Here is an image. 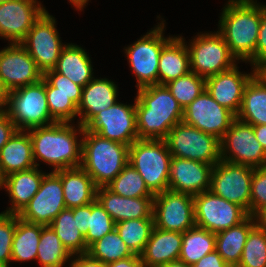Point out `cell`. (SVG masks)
Here are the masks:
<instances>
[{"instance_id":"9","label":"cell","mask_w":266,"mask_h":267,"mask_svg":"<svg viewBox=\"0 0 266 267\" xmlns=\"http://www.w3.org/2000/svg\"><path fill=\"white\" fill-rule=\"evenodd\" d=\"M172 157L197 160L216 165L220 160V140L189 126L176 124L165 139Z\"/></svg>"},{"instance_id":"59","label":"cell","mask_w":266,"mask_h":267,"mask_svg":"<svg viewBox=\"0 0 266 267\" xmlns=\"http://www.w3.org/2000/svg\"><path fill=\"white\" fill-rule=\"evenodd\" d=\"M1 184H2V178H1V176H0V189L2 190V188H1Z\"/></svg>"},{"instance_id":"56","label":"cell","mask_w":266,"mask_h":267,"mask_svg":"<svg viewBox=\"0 0 266 267\" xmlns=\"http://www.w3.org/2000/svg\"><path fill=\"white\" fill-rule=\"evenodd\" d=\"M256 74L266 82V59L256 67Z\"/></svg>"},{"instance_id":"31","label":"cell","mask_w":266,"mask_h":267,"mask_svg":"<svg viewBox=\"0 0 266 267\" xmlns=\"http://www.w3.org/2000/svg\"><path fill=\"white\" fill-rule=\"evenodd\" d=\"M254 226L255 220L249 215L240 224L215 234V250L230 267L238 266L248 234Z\"/></svg>"},{"instance_id":"15","label":"cell","mask_w":266,"mask_h":267,"mask_svg":"<svg viewBox=\"0 0 266 267\" xmlns=\"http://www.w3.org/2000/svg\"><path fill=\"white\" fill-rule=\"evenodd\" d=\"M84 128L102 138L130 146L138 139L135 99L132 105L117 101L98 112Z\"/></svg>"},{"instance_id":"14","label":"cell","mask_w":266,"mask_h":267,"mask_svg":"<svg viewBox=\"0 0 266 267\" xmlns=\"http://www.w3.org/2000/svg\"><path fill=\"white\" fill-rule=\"evenodd\" d=\"M152 215L156 228L184 233L195 226L194 196L169 189L157 193Z\"/></svg>"},{"instance_id":"44","label":"cell","mask_w":266,"mask_h":267,"mask_svg":"<svg viewBox=\"0 0 266 267\" xmlns=\"http://www.w3.org/2000/svg\"><path fill=\"white\" fill-rule=\"evenodd\" d=\"M43 78L53 87V93L68 95L69 99L78 107L82 95V86L75 84L54 69L45 72Z\"/></svg>"},{"instance_id":"52","label":"cell","mask_w":266,"mask_h":267,"mask_svg":"<svg viewBox=\"0 0 266 267\" xmlns=\"http://www.w3.org/2000/svg\"><path fill=\"white\" fill-rule=\"evenodd\" d=\"M253 130L257 141L261 144L266 152V124L253 125Z\"/></svg>"},{"instance_id":"17","label":"cell","mask_w":266,"mask_h":267,"mask_svg":"<svg viewBox=\"0 0 266 267\" xmlns=\"http://www.w3.org/2000/svg\"><path fill=\"white\" fill-rule=\"evenodd\" d=\"M64 209L66 204L61 178L51 171L45 172L38 192L18 216L24 221L46 226Z\"/></svg>"},{"instance_id":"25","label":"cell","mask_w":266,"mask_h":267,"mask_svg":"<svg viewBox=\"0 0 266 267\" xmlns=\"http://www.w3.org/2000/svg\"><path fill=\"white\" fill-rule=\"evenodd\" d=\"M32 140L28 131L17 130L0 150V176L35 167Z\"/></svg>"},{"instance_id":"41","label":"cell","mask_w":266,"mask_h":267,"mask_svg":"<svg viewBox=\"0 0 266 267\" xmlns=\"http://www.w3.org/2000/svg\"><path fill=\"white\" fill-rule=\"evenodd\" d=\"M115 229V222L97 199L89 204L88 232L84 236L89 247L96 240Z\"/></svg>"},{"instance_id":"40","label":"cell","mask_w":266,"mask_h":267,"mask_svg":"<svg viewBox=\"0 0 266 267\" xmlns=\"http://www.w3.org/2000/svg\"><path fill=\"white\" fill-rule=\"evenodd\" d=\"M237 267H266V231L256 225L250 230Z\"/></svg>"},{"instance_id":"8","label":"cell","mask_w":266,"mask_h":267,"mask_svg":"<svg viewBox=\"0 0 266 267\" xmlns=\"http://www.w3.org/2000/svg\"><path fill=\"white\" fill-rule=\"evenodd\" d=\"M187 47L191 71L205 79L240 63L218 31L197 33Z\"/></svg>"},{"instance_id":"37","label":"cell","mask_w":266,"mask_h":267,"mask_svg":"<svg viewBox=\"0 0 266 267\" xmlns=\"http://www.w3.org/2000/svg\"><path fill=\"white\" fill-rule=\"evenodd\" d=\"M87 253L104 265L135 255L121 239L116 229L92 243Z\"/></svg>"},{"instance_id":"28","label":"cell","mask_w":266,"mask_h":267,"mask_svg":"<svg viewBox=\"0 0 266 267\" xmlns=\"http://www.w3.org/2000/svg\"><path fill=\"white\" fill-rule=\"evenodd\" d=\"M55 172L61 178L67 209L88 205L96 199L97 187L81 166Z\"/></svg>"},{"instance_id":"7","label":"cell","mask_w":266,"mask_h":267,"mask_svg":"<svg viewBox=\"0 0 266 267\" xmlns=\"http://www.w3.org/2000/svg\"><path fill=\"white\" fill-rule=\"evenodd\" d=\"M165 20L162 19L149 32L124 48L137 81V89L158 84V62L163 46L173 37H165Z\"/></svg>"},{"instance_id":"34","label":"cell","mask_w":266,"mask_h":267,"mask_svg":"<svg viewBox=\"0 0 266 267\" xmlns=\"http://www.w3.org/2000/svg\"><path fill=\"white\" fill-rule=\"evenodd\" d=\"M71 255L87 253L85 237L77 228L72 209L62 210L49 225Z\"/></svg>"},{"instance_id":"32","label":"cell","mask_w":266,"mask_h":267,"mask_svg":"<svg viewBox=\"0 0 266 267\" xmlns=\"http://www.w3.org/2000/svg\"><path fill=\"white\" fill-rule=\"evenodd\" d=\"M42 225L24 221L16 214V228L12 242L11 261L36 260Z\"/></svg>"},{"instance_id":"36","label":"cell","mask_w":266,"mask_h":267,"mask_svg":"<svg viewBox=\"0 0 266 267\" xmlns=\"http://www.w3.org/2000/svg\"><path fill=\"white\" fill-rule=\"evenodd\" d=\"M154 228L153 218L130 219L115 223V229L129 249L141 255Z\"/></svg>"},{"instance_id":"16","label":"cell","mask_w":266,"mask_h":267,"mask_svg":"<svg viewBox=\"0 0 266 267\" xmlns=\"http://www.w3.org/2000/svg\"><path fill=\"white\" fill-rule=\"evenodd\" d=\"M236 115L218 104L206 89L183 109L182 122L221 140Z\"/></svg>"},{"instance_id":"10","label":"cell","mask_w":266,"mask_h":267,"mask_svg":"<svg viewBox=\"0 0 266 267\" xmlns=\"http://www.w3.org/2000/svg\"><path fill=\"white\" fill-rule=\"evenodd\" d=\"M56 22L55 17L45 10L21 42L43 74L55 68L62 49L67 45L61 41Z\"/></svg>"},{"instance_id":"21","label":"cell","mask_w":266,"mask_h":267,"mask_svg":"<svg viewBox=\"0 0 266 267\" xmlns=\"http://www.w3.org/2000/svg\"><path fill=\"white\" fill-rule=\"evenodd\" d=\"M213 165L197 160L172 157L169 190L196 195L210 189Z\"/></svg>"},{"instance_id":"18","label":"cell","mask_w":266,"mask_h":267,"mask_svg":"<svg viewBox=\"0 0 266 267\" xmlns=\"http://www.w3.org/2000/svg\"><path fill=\"white\" fill-rule=\"evenodd\" d=\"M43 73L21 43H12L0 50V79L10 92L42 80Z\"/></svg>"},{"instance_id":"20","label":"cell","mask_w":266,"mask_h":267,"mask_svg":"<svg viewBox=\"0 0 266 267\" xmlns=\"http://www.w3.org/2000/svg\"><path fill=\"white\" fill-rule=\"evenodd\" d=\"M255 73L256 68L248 74L243 73L239 71L236 64L227 71L207 77L205 89L218 104L237 115L241 107L244 88Z\"/></svg>"},{"instance_id":"51","label":"cell","mask_w":266,"mask_h":267,"mask_svg":"<svg viewBox=\"0 0 266 267\" xmlns=\"http://www.w3.org/2000/svg\"><path fill=\"white\" fill-rule=\"evenodd\" d=\"M105 267H144L141 255H134L105 265Z\"/></svg>"},{"instance_id":"27","label":"cell","mask_w":266,"mask_h":267,"mask_svg":"<svg viewBox=\"0 0 266 267\" xmlns=\"http://www.w3.org/2000/svg\"><path fill=\"white\" fill-rule=\"evenodd\" d=\"M190 71V55L185 38L173 35L160 53L158 84L165 85Z\"/></svg>"},{"instance_id":"58","label":"cell","mask_w":266,"mask_h":267,"mask_svg":"<svg viewBox=\"0 0 266 267\" xmlns=\"http://www.w3.org/2000/svg\"><path fill=\"white\" fill-rule=\"evenodd\" d=\"M7 1H9V0H0V4L4 3V2H7Z\"/></svg>"},{"instance_id":"45","label":"cell","mask_w":266,"mask_h":267,"mask_svg":"<svg viewBox=\"0 0 266 267\" xmlns=\"http://www.w3.org/2000/svg\"><path fill=\"white\" fill-rule=\"evenodd\" d=\"M266 206V165L254 168L251 180L250 215Z\"/></svg>"},{"instance_id":"24","label":"cell","mask_w":266,"mask_h":267,"mask_svg":"<svg viewBox=\"0 0 266 267\" xmlns=\"http://www.w3.org/2000/svg\"><path fill=\"white\" fill-rule=\"evenodd\" d=\"M44 174V171L35 166L2 178L1 188L6 189L9 199H11L10 207L2 212L19 214L38 192Z\"/></svg>"},{"instance_id":"5","label":"cell","mask_w":266,"mask_h":267,"mask_svg":"<svg viewBox=\"0 0 266 267\" xmlns=\"http://www.w3.org/2000/svg\"><path fill=\"white\" fill-rule=\"evenodd\" d=\"M171 158L165 140L137 139L129 146V164L154 195L169 189Z\"/></svg>"},{"instance_id":"1","label":"cell","mask_w":266,"mask_h":267,"mask_svg":"<svg viewBox=\"0 0 266 267\" xmlns=\"http://www.w3.org/2000/svg\"><path fill=\"white\" fill-rule=\"evenodd\" d=\"M27 131L32 140L33 157L38 168L39 161L51 166L53 172L81 165L84 127L79 123L55 122ZM78 136H81L80 139Z\"/></svg>"},{"instance_id":"38","label":"cell","mask_w":266,"mask_h":267,"mask_svg":"<svg viewBox=\"0 0 266 267\" xmlns=\"http://www.w3.org/2000/svg\"><path fill=\"white\" fill-rule=\"evenodd\" d=\"M107 188L122 197H154V194L146 186L144 179L129 163Z\"/></svg>"},{"instance_id":"49","label":"cell","mask_w":266,"mask_h":267,"mask_svg":"<svg viewBox=\"0 0 266 267\" xmlns=\"http://www.w3.org/2000/svg\"><path fill=\"white\" fill-rule=\"evenodd\" d=\"M73 217H76L77 228L85 236L88 232L89 204L72 208Z\"/></svg>"},{"instance_id":"11","label":"cell","mask_w":266,"mask_h":267,"mask_svg":"<svg viewBox=\"0 0 266 267\" xmlns=\"http://www.w3.org/2000/svg\"><path fill=\"white\" fill-rule=\"evenodd\" d=\"M254 168L220 160L213 166L210 191L241 206L250 215L251 180Z\"/></svg>"},{"instance_id":"35","label":"cell","mask_w":266,"mask_h":267,"mask_svg":"<svg viewBox=\"0 0 266 267\" xmlns=\"http://www.w3.org/2000/svg\"><path fill=\"white\" fill-rule=\"evenodd\" d=\"M72 255L63 246L57 234L49 225H42L36 260L41 267H66Z\"/></svg>"},{"instance_id":"23","label":"cell","mask_w":266,"mask_h":267,"mask_svg":"<svg viewBox=\"0 0 266 267\" xmlns=\"http://www.w3.org/2000/svg\"><path fill=\"white\" fill-rule=\"evenodd\" d=\"M153 198H128L113 193L107 187L96 189V199L115 223L130 219L153 218Z\"/></svg>"},{"instance_id":"57","label":"cell","mask_w":266,"mask_h":267,"mask_svg":"<svg viewBox=\"0 0 266 267\" xmlns=\"http://www.w3.org/2000/svg\"><path fill=\"white\" fill-rule=\"evenodd\" d=\"M160 267H191V266L187 265L185 262L178 259V260H174V261H170L168 263H165L164 265H162Z\"/></svg>"},{"instance_id":"2","label":"cell","mask_w":266,"mask_h":267,"mask_svg":"<svg viewBox=\"0 0 266 267\" xmlns=\"http://www.w3.org/2000/svg\"><path fill=\"white\" fill-rule=\"evenodd\" d=\"M135 111L138 139L165 140L183 119L182 107L161 84L137 89Z\"/></svg>"},{"instance_id":"29","label":"cell","mask_w":266,"mask_h":267,"mask_svg":"<svg viewBox=\"0 0 266 267\" xmlns=\"http://www.w3.org/2000/svg\"><path fill=\"white\" fill-rule=\"evenodd\" d=\"M85 50L77 44L67 43L54 68L57 73L82 87L95 77L91 58Z\"/></svg>"},{"instance_id":"3","label":"cell","mask_w":266,"mask_h":267,"mask_svg":"<svg viewBox=\"0 0 266 267\" xmlns=\"http://www.w3.org/2000/svg\"><path fill=\"white\" fill-rule=\"evenodd\" d=\"M226 3L222 8L217 31L237 60L247 62L256 50L261 3H257V0H228Z\"/></svg>"},{"instance_id":"4","label":"cell","mask_w":266,"mask_h":267,"mask_svg":"<svg viewBox=\"0 0 266 267\" xmlns=\"http://www.w3.org/2000/svg\"><path fill=\"white\" fill-rule=\"evenodd\" d=\"M129 163V146L84 128L81 167L95 186L107 187Z\"/></svg>"},{"instance_id":"39","label":"cell","mask_w":266,"mask_h":267,"mask_svg":"<svg viewBox=\"0 0 266 267\" xmlns=\"http://www.w3.org/2000/svg\"><path fill=\"white\" fill-rule=\"evenodd\" d=\"M165 85L184 109L205 90V78L190 71Z\"/></svg>"},{"instance_id":"12","label":"cell","mask_w":266,"mask_h":267,"mask_svg":"<svg viewBox=\"0 0 266 267\" xmlns=\"http://www.w3.org/2000/svg\"><path fill=\"white\" fill-rule=\"evenodd\" d=\"M220 157L253 168L266 165V152L255 137L253 125L237 118L220 140Z\"/></svg>"},{"instance_id":"54","label":"cell","mask_w":266,"mask_h":267,"mask_svg":"<svg viewBox=\"0 0 266 267\" xmlns=\"http://www.w3.org/2000/svg\"><path fill=\"white\" fill-rule=\"evenodd\" d=\"M7 100L8 91L5 89L0 79V112L6 111Z\"/></svg>"},{"instance_id":"48","label":"cell","mask_w":266,"mask_h":267,"mask_svg":"<svg viewBox=\"0 0 266 267\" xmlns=\"http://www.w3.org/2000/svg\"><path fill=\"white\" fill-rule=\"evenodd\" d=\"M191 267H230V266L224 261L221 255L216 250H214L213 252L205 255Z\"/></svg>"},{"instance_id":"30","label":"cell","mask_w":266,"mask_h":267,"mask_svg":"<svg viewBox=\"0 0 266 267\" xmlns=\"http://www.w3.org/2000/svg\"><path fill=\"white\" fill-rule=\"evenodd\" d=\"M236 118L251 124H266V82L256 73L246 84Z\"/></svg>"},{"instance_id":"13","label":"cell","mask_w":266,"mask_h":267,"mask_svg":"<svg viewBox=\"0 0 266 267\" xmlns=\"http://www.w3.org/2000/svg\"><path fill=\"white\" fill-rule=\"evenodd\" d=\"M194 212L195 226L214 234L240 224L249 216L241 206L210 190L194 195Z\"/></svg>"},{"instance_id":"22","label":"cell","mask_w":266,"mask_h":267,"mask_svg":"<svg viewBox=\"0 0 266 267\" xmlns=\"http://www.w3.org/2000/svg\"><path fill=\"white\" fill-rule=\"evenodd\" d=\"M118 88L111 79L94 77L82 89L76 123L84 127L98 112L114 105L118 100Z\"/></svg>"},{"instance_id":"19","label":"cell","mask_w":266,"mask_h":267,"mask_svg":"<svg viewBox=\"0 0 266 267\" xmlns=\"http://www.w3.org/2000/svg\"><path fill=\"white\" fill-rule=\"evenodd\" d=\"M38 0H9L0 4V39L21 43L45 11Z\"/></svg>"},{"instance_id":"47","label":"cell","mask_w":266,"mask_h":267,"mask_svg":"<svg viewBox=\"0 0 266 267\" xmlns=\"http://www.w3.org/2000/svg\"><path fill=\"white\" fill-rule=\"evenodd\" d=\"M17 130L8 113L6 111L0 112V150Z\"/></svg>"},{"instance_id":"26","label":"cell","mask_w":266,"mask_h":267,"mask_svg":"<svg viewBox=\"0 0 266 267\" xmlns=\"http://www.w3.org/2000/svg\"><path fill=\"white\" fill-rule=\"evenodd\" d=\"M182 246V233L161 230L154 226L150 239L141 254L144 267H160L178 260Z\"/></svg>"},{"instance_id":"6","label":"cell","mask_w":266,"mask_h":267,"mask_svg":"<svg viewBox=\"0 0 266 267\" xmlns=\"http://www.w3.org/2000/svg\"><path fill=\"white\" fill-rule=\"evenodd\" d=\"M6 112L18 130L55 123L48 109L45 79L8 92Z\"/></svg>"},{"instance_id":"46","label":"cell","mask_w":266,"mask_h":267,"mask_svg":"<svg viewBox=\"0 0 266 267\" xmlns=\"http://www.w3.org/2000/svg\"><path fill=\"white\" fill-rule=\"evenodd\" d=\"M266 59V5L261 3V21L258 33L255 54L245 63H250L252 68H256Z\"/></svg>"},{"instance_id":"55","label":"cell","mask_w":266,"mask_h":267,"mask_svg":"<svg viewBox=\"0 0 266 267\" xmlns=\"http://www.w3.org/2000/svg\"><path fill=\"white\" fill-rule=\"evenodd\" d=\"M69 3L75 7L76 10L82 11L84 10L86 4L88 5L89 0H68Z\"/></svg>"},{"instance_id":"43","label":"cell","mask_w":266,"mask_h":267,"mask_svg":"<svg viewBox=\"0 0 266 267\" xmlns=\"http://www.w3.org/2000/svg\"><path fill=\"white\" fill-rule=\"evenodd\" d=\"M16 228V214L0 213V267H9L12 242Z\"/></svg>"},{"instance_id":"53","label":"cell","mask_w":266,"mask_h":267,"mask_svg":"<svg viewBox=\"0 0 266 267\" xmlns=\"http://www.w3.org/2000/svg\"><path fill=\"white\" fill-rule=\"evenodd\" d=\"M255 225L266 231V206L260 208L254 215Z\"/></svg>"},{"instance_id":"33","label":"cell","mask_w":266,"mask_h":267,"mask_svg":"<svg viewBox=\"0 0 266 267\" xmlns=\"http://www.w3.org/2000/svg\"><path fill=\"white\" fill-rule=\"evenodd\" d=\"M216 235L197 226L182 233L179 259L192 266L208 253L215 250Z\"/></svg>"},{"instance_id":"50","label":"cell","mask_w":266,"mask_h":267,"mask_svg":"<svg viewBox=\"0 0 266 267\" xmlns=\"http://www.w3.org/2000/svg\"><path fill=\"white\" fill-rule=\"evenodd\" d=\"M69 267H105L97 259L92 258L88 253L72 255Z\"/></svg>"},{"instance_id":"42","label":"cell","mask_w":266,"mask_h":267,"mask_svg":"<svg viewBox=\"0 0 266 267\" xmlns=\"http://www.w3.org/2000/svg\"><path fill=\"white\" fill-rule=\"evenodd\" d=\"M45 92L48 109L56 122H74L78 117V107L69 99L68 95L53 93V87L45 80Z\"/></svg>"}]
</instances>
